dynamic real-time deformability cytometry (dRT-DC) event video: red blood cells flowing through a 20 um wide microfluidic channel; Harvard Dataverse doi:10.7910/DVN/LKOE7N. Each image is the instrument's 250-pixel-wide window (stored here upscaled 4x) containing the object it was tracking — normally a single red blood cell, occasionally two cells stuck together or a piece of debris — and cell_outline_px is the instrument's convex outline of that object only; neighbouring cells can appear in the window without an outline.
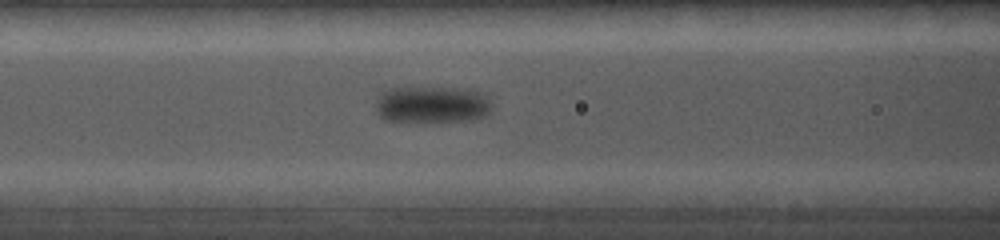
{"species": "common noctule bat (a hibernating species)", "species_latin": "Nyctalus noctula", "temperature_condition": "cold", "stored_images_in_passage": 10, "camera_frame_rate_fps": 5000, "um_per_image_px": 0.085, "animal": {"sex": "female", "body_mass_g": 19.0, "forearm_length_mm": 56.7}, "frame": {"image": 1, "passage_image": 10, "time_ms": 6.0, "image_size_px": [1000, 240], "cell_outline_px": [[492, 112], [484, 116], [468, 120], [384, 120], [376, 112], [376, 100], [380, 92], [388, 88], [448, 88], [480, 92], [492, 104]], "centroid_in_image_um": [36.68, 8.87], "position_along_channel_um": 129.9, "area_um2": 24.33}}